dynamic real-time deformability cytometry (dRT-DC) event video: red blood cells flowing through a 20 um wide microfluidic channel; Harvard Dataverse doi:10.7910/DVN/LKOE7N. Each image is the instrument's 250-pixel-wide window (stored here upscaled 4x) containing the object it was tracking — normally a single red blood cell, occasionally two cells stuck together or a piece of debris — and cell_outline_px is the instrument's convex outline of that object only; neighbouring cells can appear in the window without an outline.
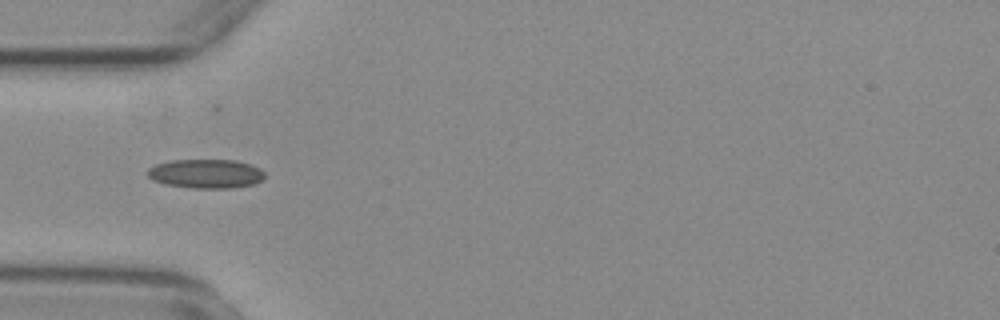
{"species": "common noctule bat (a hibernating species)", "species_latin": "Nyctalus noctula", "temperature_condition": "warm", "stored_images_in_passage": 50, "camera_frame_rate_fps": 3000, "um_per_image_px": 0.085, "animal": {"sex": "female", "body_mass_g": 29.2, "forearm_length_mm": 56.3}, "frame": {"image": 1, "passage_image": 18, "time_ms": 5.667, "image_size_px": [1000, 320], "cell_outline_px": [[264, 176], [260, 180], [252, 184], [232, 188], [192, 188], [164, 184], [152, 180], [148, 176], [148, 168], [156, 164], [172, 160], [236, 160], [252, 164], [260, 168], [264, 172]], "centroid_in_image_um": [17.49, 14.76], "position_along_channel_um": 67.5, "area_um2": 19.88}}
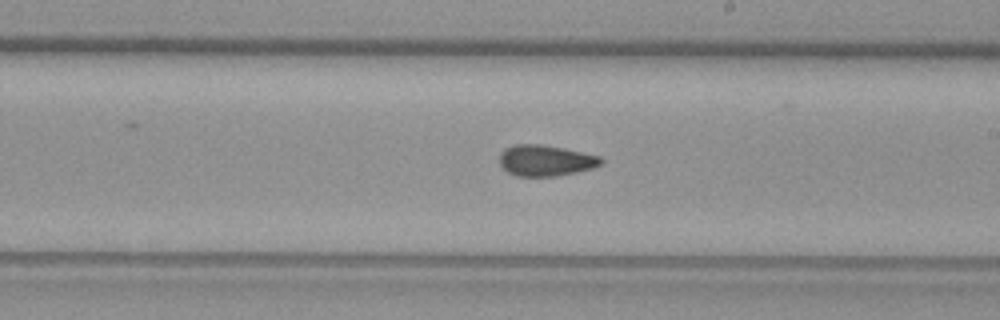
{"frame": {"image": 2, "passage_image": 32, "time_ms": 10.333, "image_size_px": [1000, 320], "cell_outline_px": [[604, 164], [592, 168], [576, 172], [556, 176], [516, 176], [508, 172], [500, 164], [500, 152], [504, 148], [516, 144], [540, 144], [564, 148], [600, 156], [604, 160]], "centroid_in_image_um": [46.39, 13.64], "position_along_channel_um": 242.6, "area_um2": 18.44}}
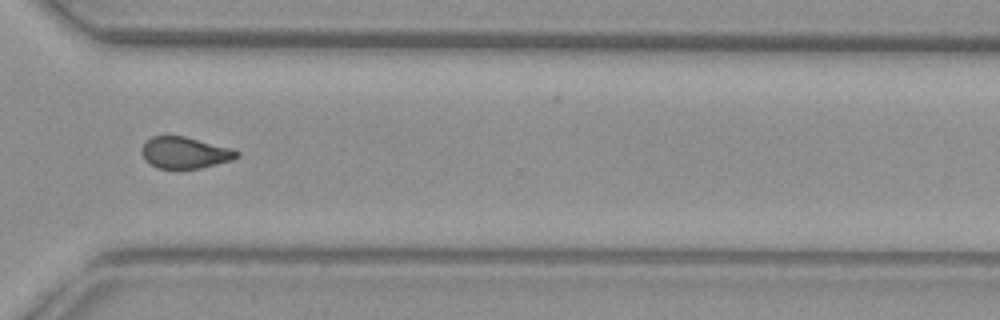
{"frame": {"image": 3, "passage_image": 41, "time_ms": 13.333, "image_size_px": [1000, 320], "cell_outline_px": [[240, 156], [232, 160], [200, 168], [156, 168], [144, 160], [140, 152], [140, 148], [152, 136], [184, 136], [236, 148], [240, 152]], "centroid_in_image_um": [15.74, 12.97], "position_along_channel_um": 354.9, "area_um2": 17.74}, "authors_computed_cell_mechanics": {"area_um2": 18.5249, "velocity_mm_per_s": 3.7472, "shape_relaxation_time_tau1_ms": null, "shape_relaxation_time_tau2_ms": 2.7756, "deformation_change_tau1": null, "deformation_change_tau2": 0.0795}}